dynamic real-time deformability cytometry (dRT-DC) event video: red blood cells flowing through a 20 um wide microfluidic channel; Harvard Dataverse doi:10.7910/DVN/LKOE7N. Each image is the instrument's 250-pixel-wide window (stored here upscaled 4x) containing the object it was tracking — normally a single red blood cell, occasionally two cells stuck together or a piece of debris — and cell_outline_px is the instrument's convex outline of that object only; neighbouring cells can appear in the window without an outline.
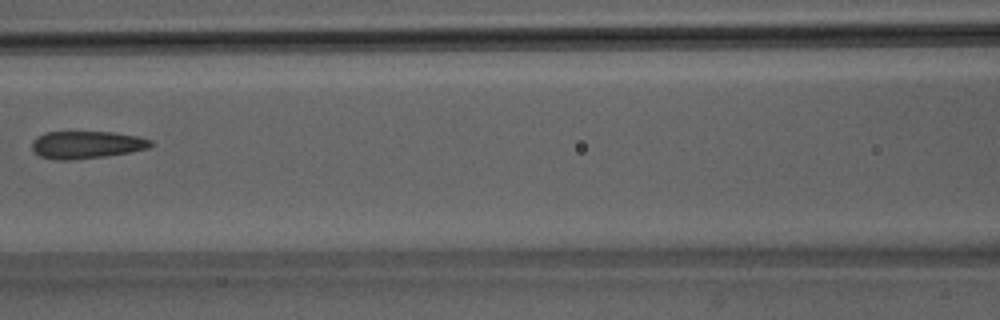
{"species": "Egyptian fruit bat (a non-hibernating species)", "species_latin": "Rousettus aegyptiacus", "temperature_condition": "room temperature", "stored_images_in_passage": 6, "camera_frame_rate_fps": 3000, "um_per_image_px": 0.085, "animal": {"sex": "male"}, "frame": {"image": 1, "passage_image": 6, "time_ms": 1.667, "image_size_px": [1000, 320], "cell_outline_px": [[156, 144], [148, 148], [132, 152], [104, 156], [68, 160], [56, 160], [40, 156], [32, 148], [32, 140], [36, 136], [44, 132], [112, 132], [136, 136], [152, 140]], "centroid_in_image_um": [7.37, 12.3], "position_along_channel_um": 159.2, "area_um2": 19.07}}